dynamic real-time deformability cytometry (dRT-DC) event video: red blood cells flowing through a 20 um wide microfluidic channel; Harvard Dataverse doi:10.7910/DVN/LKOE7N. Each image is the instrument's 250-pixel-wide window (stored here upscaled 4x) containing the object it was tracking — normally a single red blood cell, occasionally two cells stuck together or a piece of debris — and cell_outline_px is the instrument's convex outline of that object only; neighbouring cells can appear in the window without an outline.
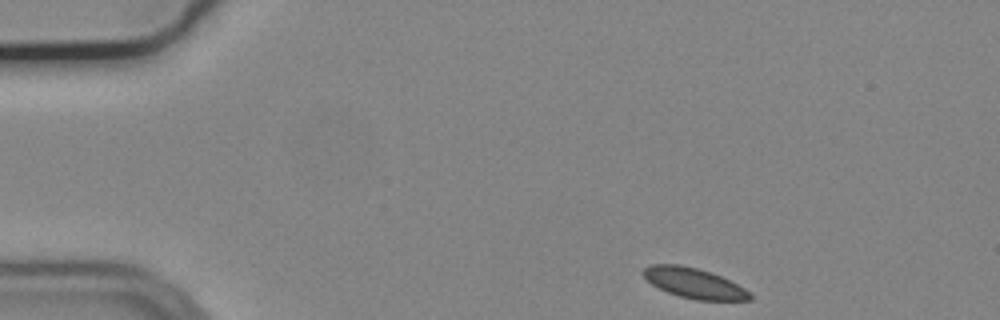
{"species": "common noctule bat (a hibernating species)", "species_latin": "Nyctalus noctula", "temperature_condition": "cold", "stored_images_in_passage": 48, "camera_frame_rate_fps": 3000, "um_per_image_px": 0.085, "animal": {"sex": "male", "body_mass_g": 19.2, "forearm_length_mm": 51.8}, "frame": {"image": 1, "passage_image": 1, "time_ms": 0.0, "image_size_px": [1000, 320], "cell_outline_px": [[752, 300], [696, 300], [680, 296], [668, 292], [652, 284], [640, 272], [644, 268], [652, 264], [676, 264], [696, 268], [720, 276], [752, 292]], "centroid_in_image_um": [59.0, 24.07], "position_along_channel_um": 26.0, "area_um2": 18.5}}
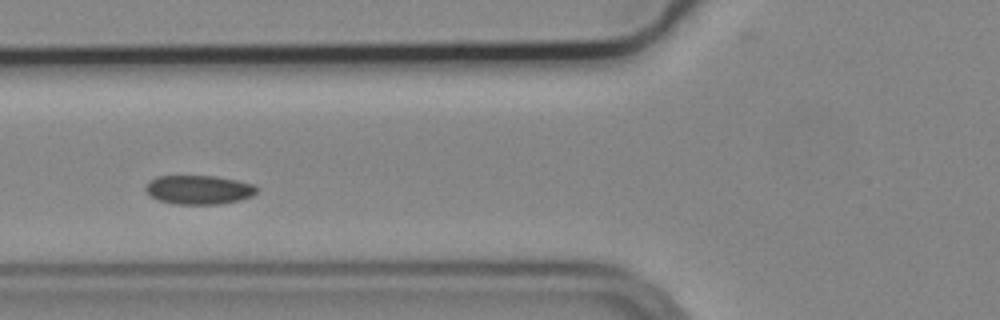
{"frame": {"image": 2, "passage_image": 14, "time_ms": 4.333, "image_size_px": [1000, 320], "cell_outline_px": [[260, 188], [252, 196], [240, 200], [216, 204], [172, 204], [160, 200], [152, 196], [144, 188], [148, 180], [156, 176], [216, 176], [256, 184]], "centroid_in_image_um": [16.92, 16.12], "position_along_channel_um": 108.9, "area_um2": 18.9}}
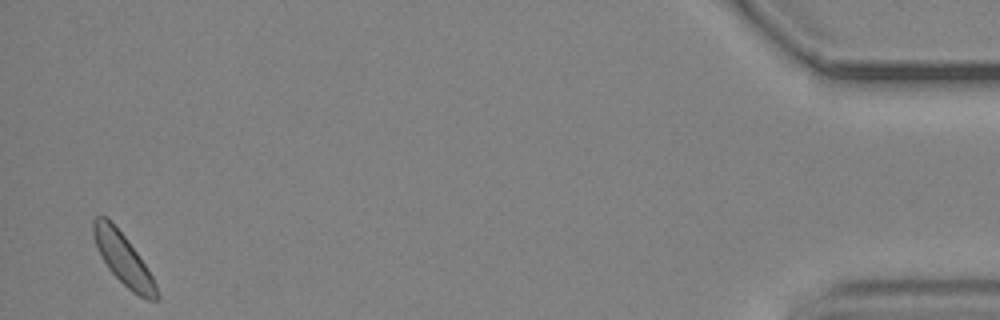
{"frame": {"image": 3, "passage_image": 47, "time_ms": 15.333, "image_size_px": [1000, 320], "cell_outline_px": [[160, 296], [156, 300], [148, 300], [132, 292], [108, 268], [96, 244], [92, 232], [92, 220], [96, 216], [104, 216], [124, 236], [136, 252], [152, 276], [156, 284]], "centroid_in_image_um": [10.49, 22.05], "position_along_channel_um": 424.7, "area_um2": 18.21}}